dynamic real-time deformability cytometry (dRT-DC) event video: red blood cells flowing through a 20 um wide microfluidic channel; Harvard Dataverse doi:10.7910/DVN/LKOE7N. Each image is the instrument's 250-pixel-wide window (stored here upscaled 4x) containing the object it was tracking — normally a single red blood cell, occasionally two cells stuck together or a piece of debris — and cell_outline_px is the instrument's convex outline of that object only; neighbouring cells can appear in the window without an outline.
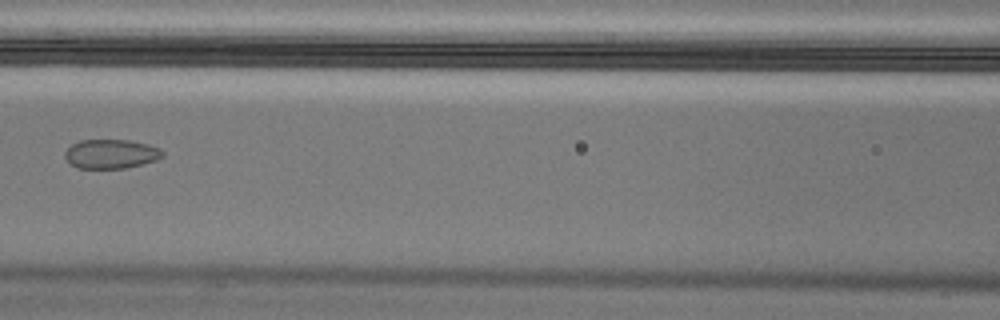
{"species": "Egyptian fruit bat (a non-hibernating species)", "species_latin": "Rousettus aegyptiacus", "temperature_condition": "cold", "stored_images_in_passage": 8, "camera_frame_rate_fps": 3000, "um_per_image_px": 0.085, "animal": {"sex": "male"}, "frame": {"image": 1, "passage_image": 4, "time_ms": 1.0, "image_size_px": [1000, 320], "cell_outline_px": [[164, 156], [156, 160], [124, 168], [80, 168], [72, 164], [64, 156], [64, 152], [72, 144], [80, 140], [128, 140], [148, 144], [160, 148], [164, 152]], "centroid_in_image_um": [9.45, 13.07], "position_along_channel_um": 157.1, "area_um2": 16.47}}